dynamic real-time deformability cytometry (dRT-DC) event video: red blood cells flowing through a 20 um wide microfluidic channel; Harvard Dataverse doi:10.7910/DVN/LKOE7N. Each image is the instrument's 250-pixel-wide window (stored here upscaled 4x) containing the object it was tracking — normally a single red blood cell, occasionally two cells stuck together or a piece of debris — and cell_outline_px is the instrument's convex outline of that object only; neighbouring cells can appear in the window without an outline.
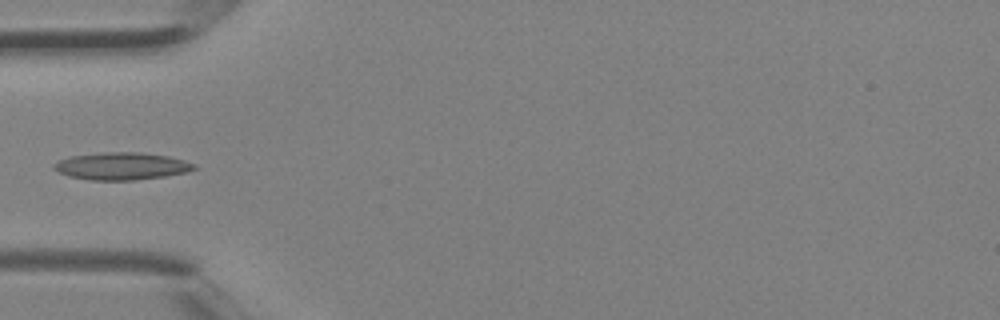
{"species": "Egyptian fruit bat (a non-hibernating species)", "species_latin": "Rousettus aegyptiacus", "temperature_condition": "room temperature", "stored_images_in_passage": 3, "camera_frame_rate_fps": 3000, "um_per_image_px": 0.085, "animal": {"sex": "female"}, "frame": {"image": 1, "passage_image": 3, "time_ms": 0.667, "image_size_px": [1000, 320], "cell_outline_px": [[200, 168], [184, 172], [164, 176], [136, 180], [92, 180], [68, 176], [56, 172], [52, 168], [52, 164], [60, 160], [72, 156], [104, 152], [140, 152], [168, 156], [184, 160], [196, 164]], "centroid_in_image_um": [10.33, 14.12], "position_along_channel_um": 74.7, "area_um2": 22.43}}